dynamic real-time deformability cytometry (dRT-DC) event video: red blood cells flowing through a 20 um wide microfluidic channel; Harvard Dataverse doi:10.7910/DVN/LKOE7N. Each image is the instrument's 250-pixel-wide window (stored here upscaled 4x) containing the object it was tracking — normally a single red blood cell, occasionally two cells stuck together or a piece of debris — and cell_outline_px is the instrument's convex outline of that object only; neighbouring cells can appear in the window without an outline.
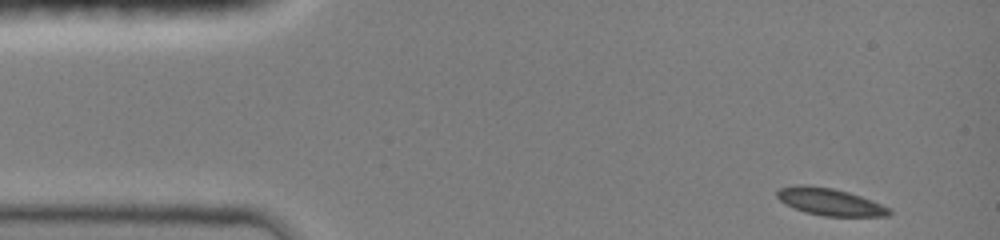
{"species": "common noctule bat (a hibernating species)", "species_latin": "Nyctalus noctula", "temperature_condition": "room temperature", "stored_images_in_passage": 45, "camera_frame_rate_fps": 3000, "um_per_image_px": 0.085, "animal": {"sex": "female", "body_mass_g": 19.0, "forearm_length_mm": 51.5}, "frame": {"image": 1, "passage_image": 1, "time_ms": 0.0, "image_size_px": [1000, 240], "cell_outline_px": [[892, 212], [888, 216], [824, 216], [804, 212], [784, 204], [776, 196], [776, 192], [780, 188], [796, 184], [808, 184], [832, 188], [848, 192], [872, 200], [892, 208]], "centroid_in_image_um": [70.53, 17.15], "position_along_channel_um": 14.5, "area_um2": 17.98}}
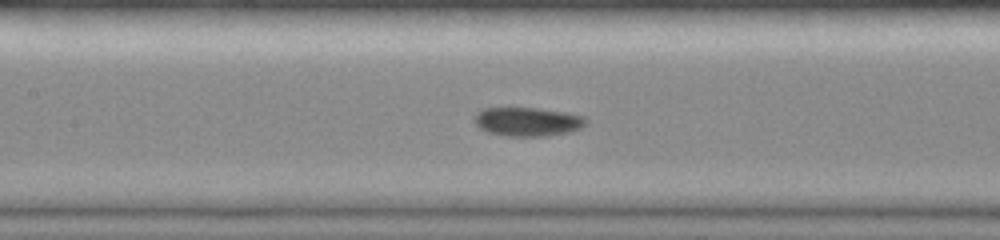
{"frame": {"image": 2, "passage_image": 19, "time_ms": 6.0, "image_size_px": [1000, 240], "cell_outline_px": [[588, 124], [580, 128], [568, 132], [548, 136], [504, 136], [488, 132], [480, 128], [472, 120], [476, 112], [484, 108], [536, 108], [564, 112], [584, 116], [588, 120]], "centroid_in_image_um": [44.84, 10.34], "position_along_channel_um": 162.6, "area_um2": 18.9}}
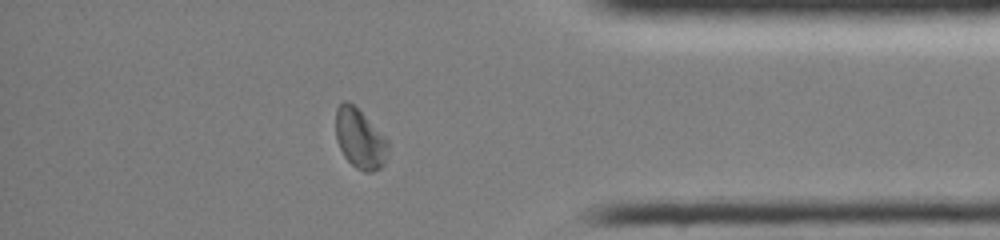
{"frame": {"image": 3, "passage_image": 38, "time_ms": 12.333, "image_size_px": [1000, 240], "cell_outline_px": [[388, 148], [384, 164], [380, 168], [372, 172], [364, 172], [356, 168], [344, 156], [336, 140], [336, 108], [344, 100], [348, 100], [388, 140]], "centroid_in_image_um": [30.57, 11.81], "position_along_channel_um": 404.6, "area_um2": 17.92}, "authors_computed_cell_mechanics": {"area_um2": 18.207, "velocity_mm_per_s": 4.0177, "shape_relaxation_time_tau1_ms": 5.218, "shape_relaxation_time_tau2_ms": null, "deformation_change_tau1": 0.1525, "deformation_change_tau2": null}}